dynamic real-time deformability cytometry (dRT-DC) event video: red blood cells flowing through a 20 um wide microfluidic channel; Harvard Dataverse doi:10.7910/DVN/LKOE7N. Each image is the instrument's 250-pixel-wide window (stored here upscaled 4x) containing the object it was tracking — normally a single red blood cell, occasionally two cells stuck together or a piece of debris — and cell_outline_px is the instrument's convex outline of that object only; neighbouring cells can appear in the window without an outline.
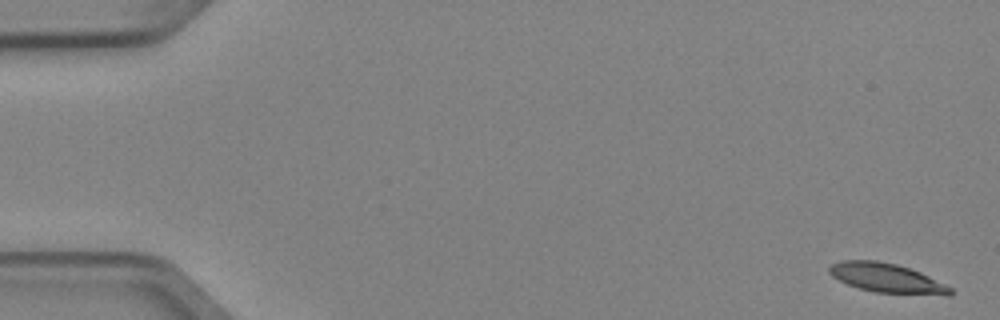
{"species": "Egyptian fruit bat (a non-hibernating species)", "species_latin": "Rousettus aegyptiacus", "temperature_condition": "cold", "stored_images_in_passage": 6, "camera_frame_rate_fps": 3000, "um_per_image_px": 0.085, "animal": {"sex": "female"}, "frame": {"image": 1, "passage_image": 1, "time_ms": 0.0, "image_size_px": [1000, 320], "cell_outline_px": [[952, 296], [948, 296], [876, 292], [860, 288], [848, 284], [832, 276], [828, 272], [828, 268], [832, 264], [844, 260], [876, 260], [896, 264], [920, 272], [952, 288]], "centroid_in_image_um": [75.4, 23.64], "position_along_channel_um": 9.6, "area_um2": 20.52}}